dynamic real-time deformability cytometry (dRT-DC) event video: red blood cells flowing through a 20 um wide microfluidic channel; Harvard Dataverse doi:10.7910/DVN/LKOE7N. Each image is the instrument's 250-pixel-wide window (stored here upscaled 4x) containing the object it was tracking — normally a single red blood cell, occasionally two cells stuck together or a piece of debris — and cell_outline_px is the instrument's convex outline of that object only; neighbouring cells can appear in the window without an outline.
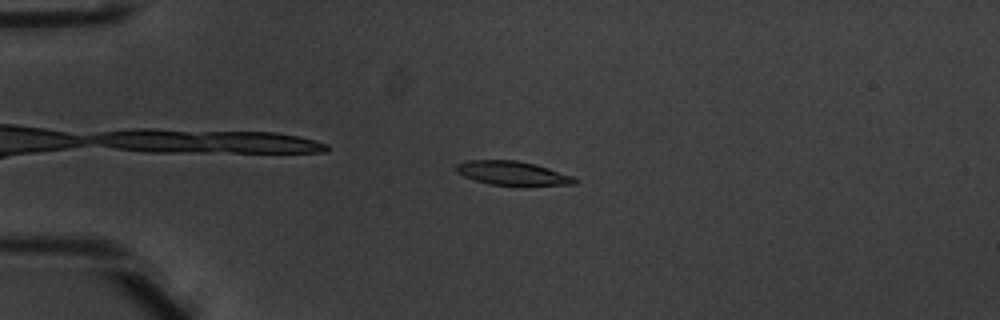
{"species": "common noctule bat (a hibernating species)", "species_latin": "Nyctalus noctula", "temperature_condition": "warm", "stored_images_in_passage": 47, "camera_frame_rate_fps": 3000, "um_per_image_px": 0.085, "animal": {"sex": "male", "body_mass_g": 20.1, "forearm_length_mm": 53.5}, "frame": {"image": 1, "passage_image": 8, "time_ms": 2.333, "image_size_px": [1000, 320], "cell_outline_px": [[580, 180], [576, 184], [488, 184], [464, 176], [456, 172], [452, 168], [456, 164], [468, 160], [516, 160], [536, 164], [572, 176]], "centroid_in_image_um": [43.49, 14.69], "position_along_channel_um": 41.5, "area_um2": 16.18}}
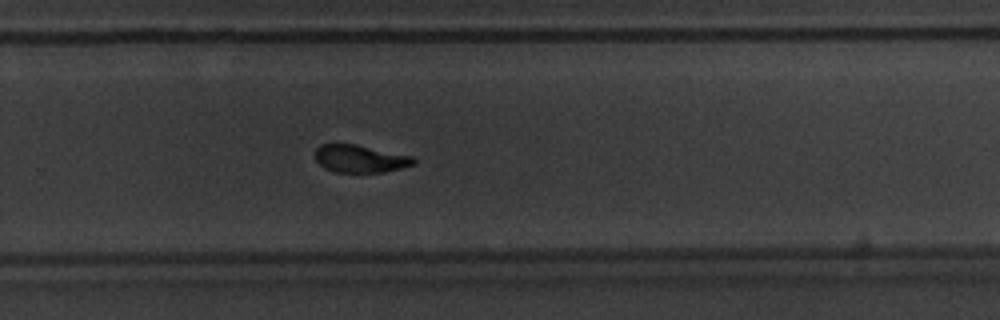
{"frame": {"image": 2, "passage_image": 30, "time_ms": 9.667, "image_size_px": [1000, 320], "cell_outline_px": [[416, 160], [412, 164], [400, 168], [384, 172], [336, 172], [324, 168], [316, 160], [316, 148], [320, 144], [356, 144], [412, 156]], "centroid_in_image_um": [30.59, 13.48], "position_along_channel_um": 299.2, "area_um2": 15.66}}
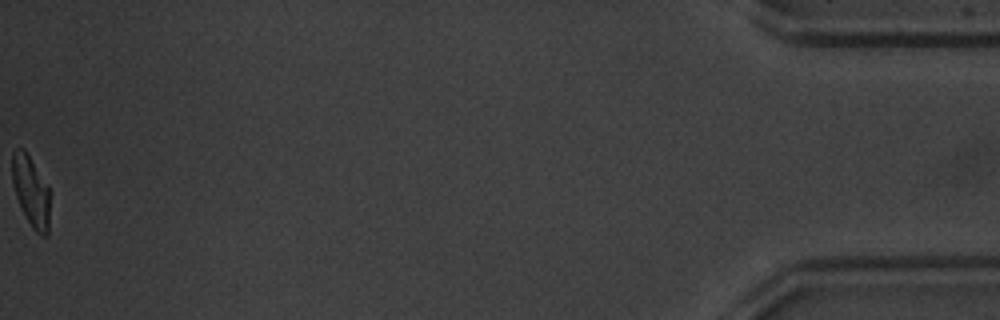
{"frame": {"image": 3, "passage_image": 47, "time_ms": 15.333, "image_size_px": [1000, 320], "cell_outline_px": [[52, 192], [48, 236], [40, 236], [32, 228], [16, 196], [12, 184], [12, 152], [16, 148], [24, 148]], "centroid_in_image_um": [2.68, 16.28], "position_along_channel_um": 432.5, "area_um2": 15.95}, "authors_computed_cell_mechanics": {"area_um2": 16.8776, "velocity_mm_per_s": 3.9772, "shape_relaxation_time_tau1_ms": 2.7339, "shape_relaxation_time_tau2_ms": 1.4065, "deformation_change_tau1": 0.1578, "deformation_change_tau2": 0.071}}